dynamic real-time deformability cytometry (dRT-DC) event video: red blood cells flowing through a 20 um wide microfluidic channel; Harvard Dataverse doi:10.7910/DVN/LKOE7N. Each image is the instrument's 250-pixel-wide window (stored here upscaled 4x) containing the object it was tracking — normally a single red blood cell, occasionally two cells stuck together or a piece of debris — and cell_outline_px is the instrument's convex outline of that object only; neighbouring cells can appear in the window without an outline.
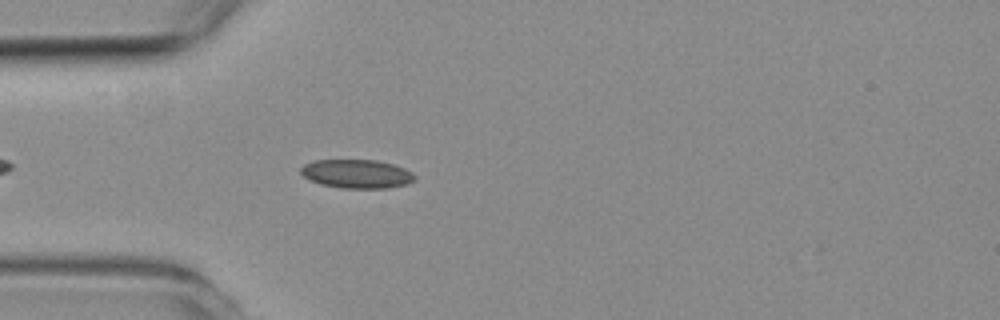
{"species": "common noctule bat (a hibernating species)", "species_latin": "Nyctalus noctula", "temperature_condition": "room temperature", "stored_images_in_passage": 4, "camera_frame_rate_fps": 3000, "um_per_image_px": 0.085, "animal": {"sex": "female", "body_mass_g": 19.3, "forearm_length_mm": 54.1}, "frame": {"image": 1, "passage_image": 4, "time_ms": 3.667, "image_size_px": [1000, 320], "cell_outline_px": [[416, 180], [408, 184], [388, 188], [344, 188], [320, 184], [304, 176], [300, 172], [300, 168], [304, 164], [312, 160], [376, 160], [392, 164], [404, 168], [412, 172], [416, 176]], "centroid_in_image_um": [30.35, 14.77], "position_along_channel_um": 54.7, "area_um2": 19.13}}